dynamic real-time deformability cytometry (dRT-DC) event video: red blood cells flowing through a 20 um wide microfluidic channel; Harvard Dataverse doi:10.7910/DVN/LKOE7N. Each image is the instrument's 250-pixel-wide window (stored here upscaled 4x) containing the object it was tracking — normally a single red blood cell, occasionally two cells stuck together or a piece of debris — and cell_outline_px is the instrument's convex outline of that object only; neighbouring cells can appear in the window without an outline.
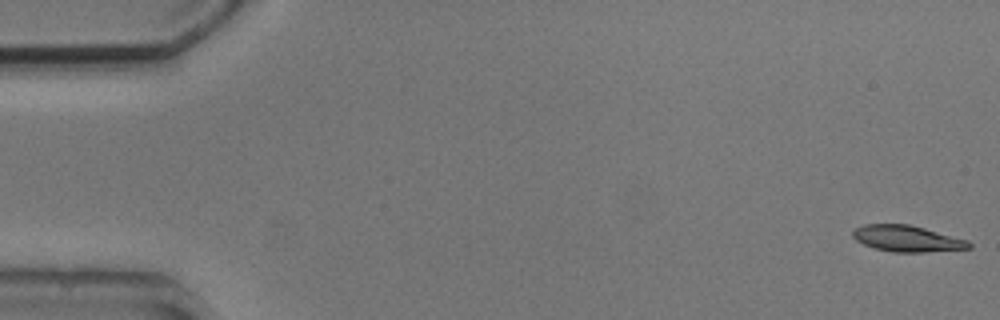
{"species": "common noctule bat (a hibernating species)", "species_latin": "Nyctalus noctula", "temperature_condition": "cold", "stored_images_in_passage": 4, "camera_frame_rate_fps": 3000, "um_per_image_px": 0.085, "animal": {"sex": "male", "body_mass_g": 20.5, "forearm_length_mm": 52.5}, "frame": {"image": 1, "passage_image": 1, "time_ms": 0.0, "image_size_px": [1000, 320], "cell_outline_px": [[972, 248], [924, 252], [892, 252], [876, 248], [864, 244], [856, 240], [852, 236], [852, 232], [856, 228], [864, 224], [908, 224], [924, 228], [968, 240], [972, 244]], "centroid_in_image_um": [77.11, 20.28], "position_along_channel_um": 7.9, "area_um2": 17.63}}